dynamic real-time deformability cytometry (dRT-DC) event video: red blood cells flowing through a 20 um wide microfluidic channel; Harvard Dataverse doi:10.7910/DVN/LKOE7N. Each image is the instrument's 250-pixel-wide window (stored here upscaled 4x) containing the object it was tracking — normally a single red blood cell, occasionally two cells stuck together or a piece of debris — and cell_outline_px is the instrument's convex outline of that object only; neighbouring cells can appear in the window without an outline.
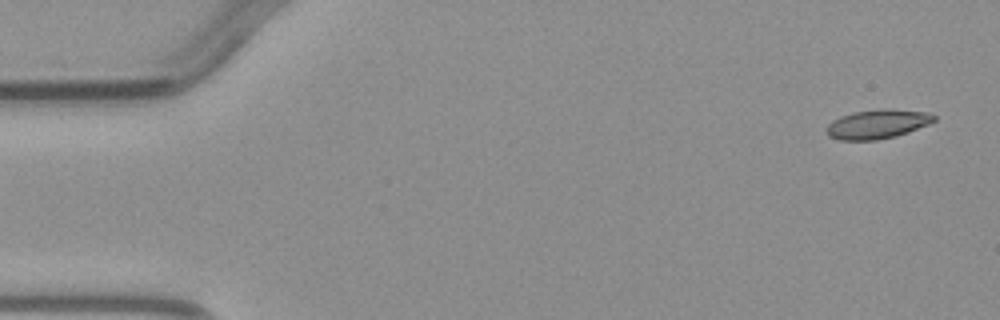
{"species": "common noctule bat (a hibernating species)", "species_latin": "Nyctalus noctula", "temperature_condition": "warm", "stored_images_in_passage": 4, "camera_frame_rate_fps": 3000, "um_per_image_px": 0.085, "animal": {"sex": "male", "body_mass_g": 23.1, "forearm_length_mm": 52.7}, "frame": {"image": 1, "passage_image": 1, "time_ms": 0.0, "image_size_px": [1000, 320], "cell_outline_px": [[936, 120], [928, 124], [908, 132], [896, 136], [876, 140], [840, 140], [828, 136], [828, 124], [832, 120], [840, 116], [852, 112], [880, 108], [892, 108], [928, 112], [936, 116]], "centroid_in_image_um": [74.6, 10.53], "position_along_channel_um": 10.4, "area_um2": 18.44}}
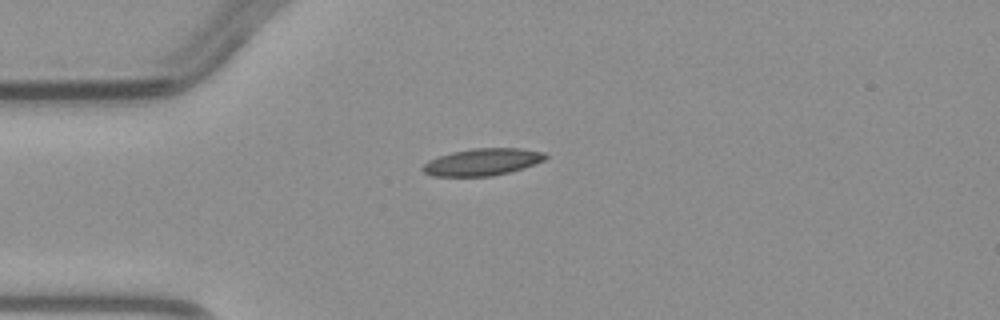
{"frame": {"image": 2, "passage_image": 3, "time_ms": 3.333, "image_size_px": [1000, 320], "cell_outline_px": [[548, 156], [544, 160], [524, 168], [492, 176], [432, 176], [424, 172], [420, 168], [428, 160], [452, 152], [472, 148], [520, 148], [544, 152]], "centroid_in_image_um": [41.0, 13.76], "position_along_channel_um": 44.0, "area_um2": 19.31}}